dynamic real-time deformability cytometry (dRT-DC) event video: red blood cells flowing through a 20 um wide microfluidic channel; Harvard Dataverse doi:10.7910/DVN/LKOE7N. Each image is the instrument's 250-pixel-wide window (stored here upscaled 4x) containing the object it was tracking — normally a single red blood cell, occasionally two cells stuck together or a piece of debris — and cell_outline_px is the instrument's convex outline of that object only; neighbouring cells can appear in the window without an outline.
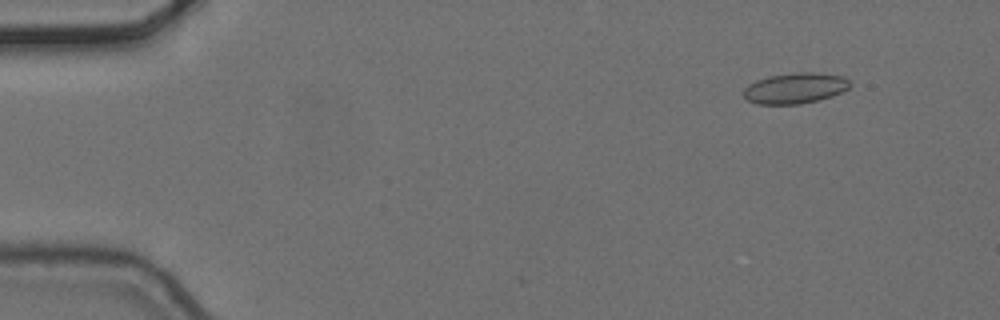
{"species": "common noctule bat (a hibernating species)", "species_latin": "Nyctalus noctula", "temperature_condition": "cold", "stored_images_in_passage": 5, "camera_frame_rate_fps": 3000, "um_per_image_px": 0.085, "animal": {"sex": "female", "body_mass_g": 24.6, "forearm_length_mm": 56.2}, "frame": {"image": 1, "passage_image": 2, "time_ms": 0.333, "image_size_px": [1000, 320], "cell_outline_px": [[852, 84], [848, 88], [832, 96], [800, 104], [756, 104], [748, 100], [744, 96], [744, 88], [748, 84], [756, 80], [768, 76], [796, 72], [812, 72], [840, 76], [848, 80]], "centroid_in_image_um": [67.55, 7.49], "position_along_channel_um": 17.5, "area_um2": 18.9}}
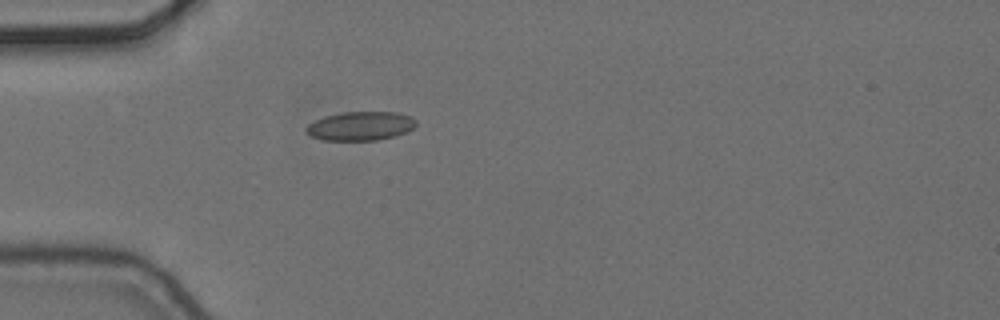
{"frame": {"image": 2, "passage_image": 5, "time_ms": 1.333, "image_size_px": [1000, 320], "cell_outline_px": [[416, 124], [408, 132], [396, 136], [376, 140], [320, 140], [312, 136], [304, 128], [308, 124], [324, 116], [340, 112], [396, 112], [412, 116], [416, 120]], "centroid_in_image_um": [30.66, 10.7], "position_along_channel_um": 54.3, "area_um2": 18.61}}